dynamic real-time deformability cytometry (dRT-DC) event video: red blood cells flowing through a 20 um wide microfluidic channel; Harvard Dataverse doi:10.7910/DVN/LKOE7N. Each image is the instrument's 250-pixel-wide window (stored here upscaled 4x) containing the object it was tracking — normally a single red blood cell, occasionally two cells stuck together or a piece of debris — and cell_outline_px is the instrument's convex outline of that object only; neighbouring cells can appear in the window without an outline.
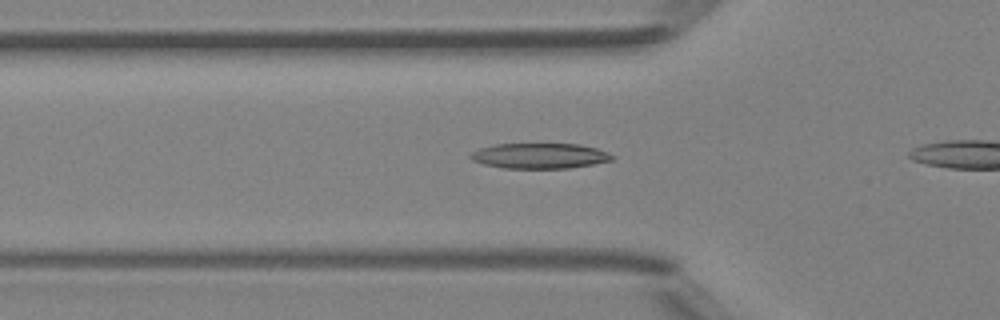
{"species": "Egyptian fruit bat (a non-hibernating species)", "species_latin": "Rousettus aegyptiacus", "temperature_condition": "room temperature", "stored_images_in_passage": 35, "camera_frame_rate_fps": 3000, "um_per_image_px": 0.085, "animal": {"sex": "female"}, "frame": {"image": 1, "passage_image": 12, "time_ms": 3.667, "image_size_px": [1000, 320], "cell_outline_px": [[612, 160], [592, 164], [568, 168], [504, 168], [484, 164], [472, 160], [468, 156], [472, 152], [480, 148], [496, 144], [580, 144], [596, 148], [608, 152], [612, 156]], "centroid_in_image_um": [45.85, 13.24], "position_along_channel_um": 79.9, "area_um2": 20.75}}
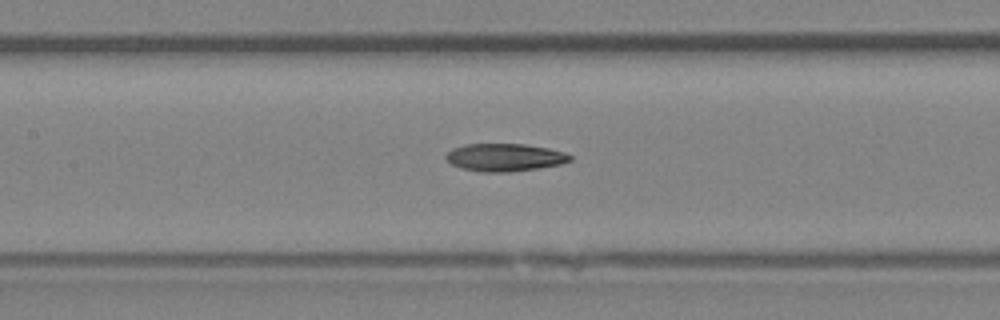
{"frame": {"image": 2, "passage_image": 18, "time_ms": 5.667, "image_size_px": [1000, 320], "cell_outline_px": [[572, 160], [560, 164], [536, 168], [508, 172], [480, 172], [460, 168], [452, 164], [444, 156], [452, 148], [464, 144], [524, 144], [548, 148], [564, 152], [572, 156]], "centroid_in_image_um": [42.87, 13.37], "position_along_channel_um": 164.5, "area_um2": 20.0}}
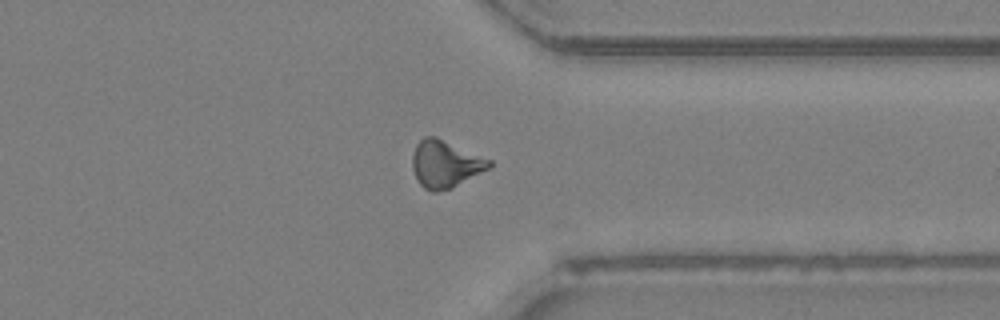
{"frame": {"image": 3, "passage_image": 33, "time_ms": 10.667, "image_size_px": [1000, 320], "cell_outline_px": [[492, 164], [488, 168], [452, 188], [436, 192], [432, 192], [424, 188], [420, 184], [412, 168], [412, 156], [416, 144], [424, 136], [436, 136], [492, 160]], "centroid_in_image_um": [37.83, 13.93], "position_along_channel_um": 373.6, "area_um2": 21.04}}